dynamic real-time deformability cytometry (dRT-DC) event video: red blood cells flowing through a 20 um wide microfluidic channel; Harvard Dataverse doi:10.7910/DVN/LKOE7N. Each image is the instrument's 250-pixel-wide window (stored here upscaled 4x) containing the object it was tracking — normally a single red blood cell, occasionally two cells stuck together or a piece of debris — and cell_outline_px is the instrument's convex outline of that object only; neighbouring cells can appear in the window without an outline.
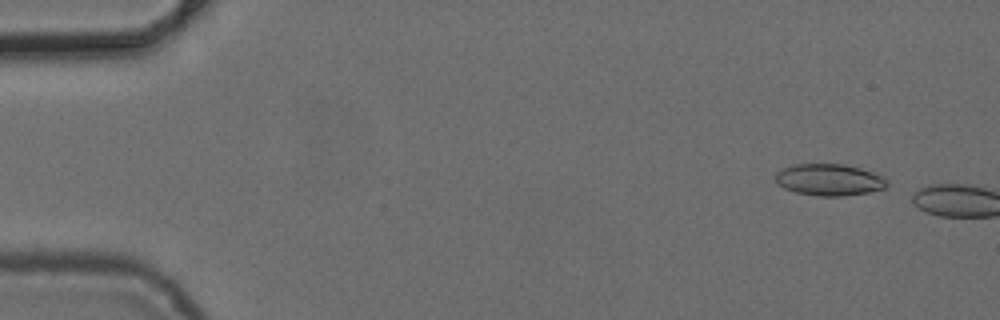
{"species": "common noctule bat (a hibernating species)", "species_latin": "Nyctalus noctula", "temperature_condition": "cold", "stored_images_in_passage": 5, "segment_of_instrument_passage": [2, 2], "camera_frame_rate_fps": 3000, "um_per_image_px": 0.085, "animal": {"sex": "female", "body_mass_g": 24.6, "forearm_length_mm": 56.2}, "frame": {"image": 1, "passage_image": 5, "time_ms": 6.333, "image_size_px": [1000, 320], "cell_outline_px": [[888, 184], [884, 188], [868, 192], [844, 196], [820, 196], [796, 192], [784, 188], [776, 184], [776, 172], [784, 168], [796, 164], [844, 164], [860, 168], [884, 176], [888, 180]], "centroid_in_image_um": [70.5, 15.28], "position_along_channel_um": 14.5, "area_um2": 20.58}}